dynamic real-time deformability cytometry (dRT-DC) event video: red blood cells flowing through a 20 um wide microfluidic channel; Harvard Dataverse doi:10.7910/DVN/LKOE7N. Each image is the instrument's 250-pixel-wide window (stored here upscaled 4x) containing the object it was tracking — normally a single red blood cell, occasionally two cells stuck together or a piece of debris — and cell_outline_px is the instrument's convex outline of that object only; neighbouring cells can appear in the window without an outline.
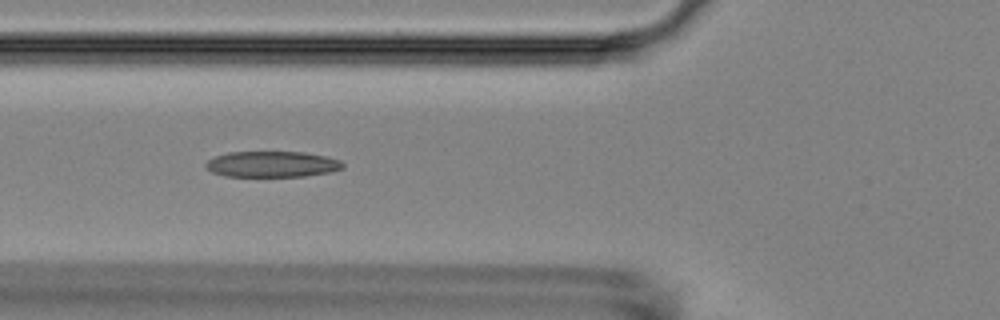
{"species": "Egyptian fruit bat (a non-hibernating species)", "species_latin": "Rousettus aegyptiacus", "temperature_condition": "room temperature", "stored_images_in_passage": 7, "camera_frame_rate_fps": 3000, "um_per_image_px": 0.085, "animal": {"sex": "female"}, "frame": {"image": 1, "passage_image": 6, "time_ms": 5.667, "image_size_px": [1000, 320], "cell_outline_px": [[344, 168], [332, 172], [304, 176], [224, 176], [212, 172], [204, 164], [208, 160], [216, 156], [228, 152], [304, 152], [328, 156], [340, 160], [344, 164]], "centroid_in_image_um": [23.17, 13.95], "position_along_channel_um": 102.6, "area_um2": 20.75}}